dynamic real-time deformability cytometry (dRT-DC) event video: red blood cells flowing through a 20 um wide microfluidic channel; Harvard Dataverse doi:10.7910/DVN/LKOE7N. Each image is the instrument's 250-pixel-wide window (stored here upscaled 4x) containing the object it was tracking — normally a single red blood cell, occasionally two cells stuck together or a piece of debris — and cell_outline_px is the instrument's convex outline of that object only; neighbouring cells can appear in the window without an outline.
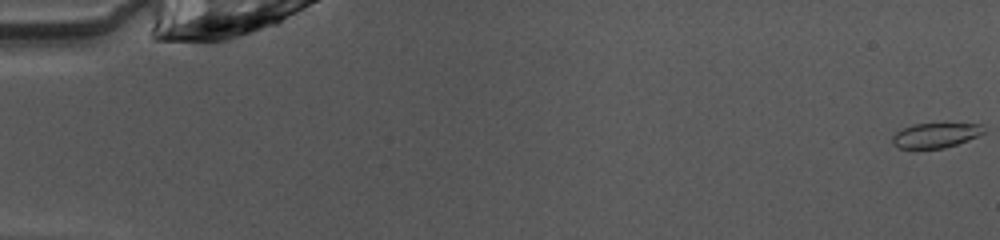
{"species": "common noctule bat (a hibernating species)", "species_latin": "Nyctalus noctula", "temperature_condition": "warm", "stored_images_in_passage": 46, "camera_frame_rate_fps": 3000, "um_per_image_px": 0.085, "animal": {"sex": "female", "body_mass_g": 10.0, "forearm_length_mm": 53.1}, "frame": {"image": 1, "passage_image": 1, "time_ms": 0.0, "image_size_px": [1000, 240], "cell_outline_px": [[984, 132], [968, 140], [944, 148], [900, 148], [892, 144], [892, 136], [896, 132], [912, 124], [984, 124]], "centroid_in_image_um": [79.5, 11.5], "position_along_channel_um": 5.5, "area_um2": 13.01}}
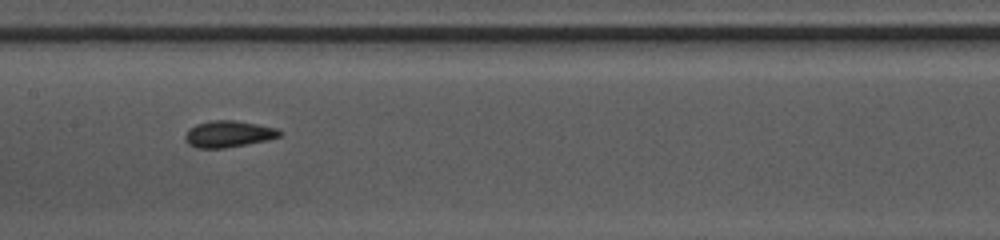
{"frame": {"image": 2, "passage_image": 26, "time_ms": 8.333, "image_size_px": [1000, 240], "cell_outline_px": [[284, 132], [280, 136], [268, 140], [248, 144], [224, 148], [196, 148], [188, 144], [184, 136], [188, 128], [196, 124], [212, 120], [232, 120], [256, 124], [276, 128]], "centroid_in_image_um": [19.41, 11.39], "position_along_channel_um": 188.0, "area_um2": 14.68}}
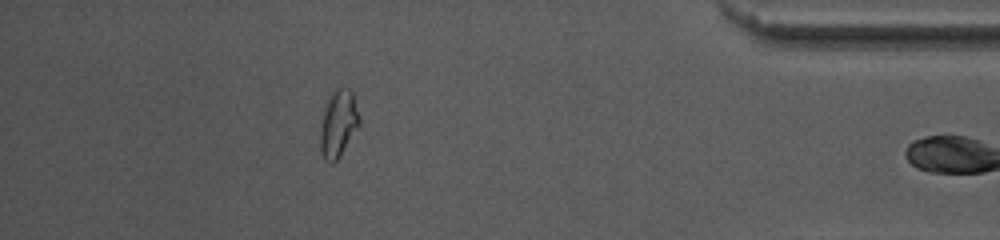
{"frame": {"image": 3, "passage_image": 45, "time_ms": 14.667, "image_size_px": [1000, 240], "cell_outline_px": [[360, 124], [340, 156], [332, 164], [324, 160], [320, 148], [320, 128], [324, 104], [332, 92], [336, 88], [348, 88], [352, 92], [360, 116]], "centroid_in_image_um": [28.74, 10.5], "position_along_channel_um": 406.5, "area_um2": 15.43}}